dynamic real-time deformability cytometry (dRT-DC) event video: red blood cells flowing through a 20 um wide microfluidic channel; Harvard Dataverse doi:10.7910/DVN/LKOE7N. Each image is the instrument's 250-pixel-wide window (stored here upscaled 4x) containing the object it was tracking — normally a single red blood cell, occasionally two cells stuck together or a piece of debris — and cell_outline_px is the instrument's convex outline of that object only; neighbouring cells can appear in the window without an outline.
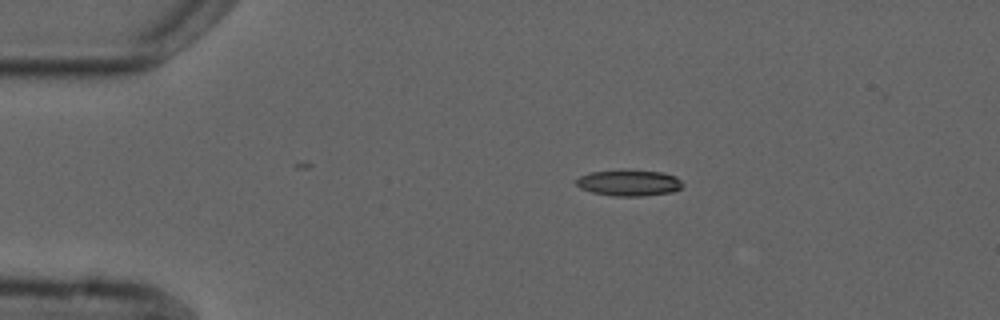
{"species": "common noctule bat (a hibernating species)", "species_latin": "Nyctalus noctula", "temperature_condition": "cold", "stored_images_in_passage": 7, "camera_frame_rate_fps": 3000, "um_per_image_px": 0.085, "animal": {"sex": "male", "forearm_length_mm": 52.5}, "frame": {"image": 1, "passage_image": 1, "time_ms": 0.0, "image_size_px": [1000, 320], "cell_outline_px": [[684, 184], [680, 188], [672, 192], [644, 196], [616, 196], [592, 192], [580, 188], [576, 184], [576, 180], [580, 176], [592, 172], [660, 172], [676, 176]], "centroid_in_image_um": [53.49, 15.58], "position_along_channel_um": 31.5, "area_um2": 15.49}}
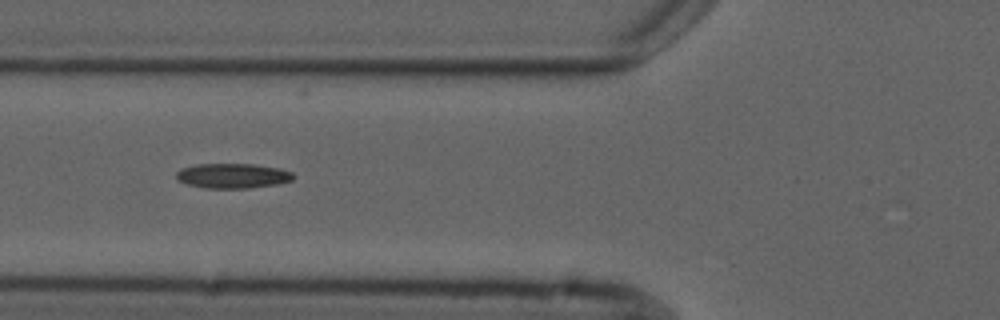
{"frame": {"image": 2, "passage_image": 4, "time_ms": 3.333, "image_size_px": [1000, 320], "cell_outline_px": [[296, 176], [292, 180], [276, 184], [248, 188], [204, 188], [188, 184], [176, 180], [176, 172], [180, 168], [196, 164], [252, 164], [280, 168], [292, 172]], "centroid_in_image_um": [19.76, 14.94], "position_along_channel_um": 106.0, "area_um2": 17.05}}
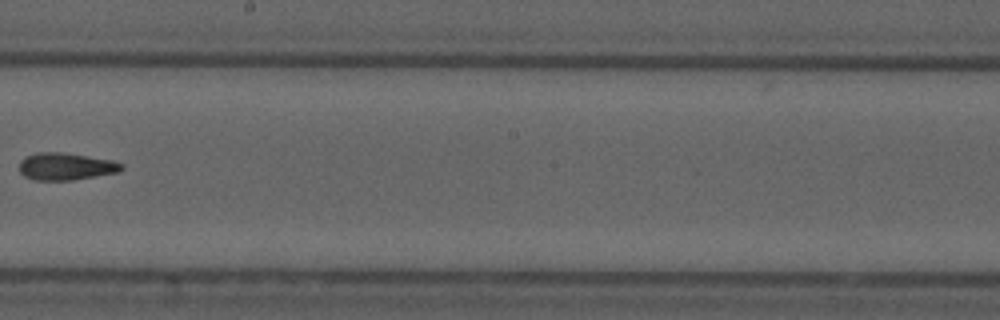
{"frame": {"image": 3, "passage_image": 7, "time_ms": 7.0, "image_size_px": [1000, 320], "cell_outline_px": [[124, 168], [116, 172], [72, 180], [32, 180], [24, 176], [20, 172], [20, 160], [24, 156], [36, 152], [64, 152], [112, 160], [124, 164]], "centroid_in_image_um": [5.55, 14.13], "position_along_channel_um": 242.6, "area_um2": 16.3}}